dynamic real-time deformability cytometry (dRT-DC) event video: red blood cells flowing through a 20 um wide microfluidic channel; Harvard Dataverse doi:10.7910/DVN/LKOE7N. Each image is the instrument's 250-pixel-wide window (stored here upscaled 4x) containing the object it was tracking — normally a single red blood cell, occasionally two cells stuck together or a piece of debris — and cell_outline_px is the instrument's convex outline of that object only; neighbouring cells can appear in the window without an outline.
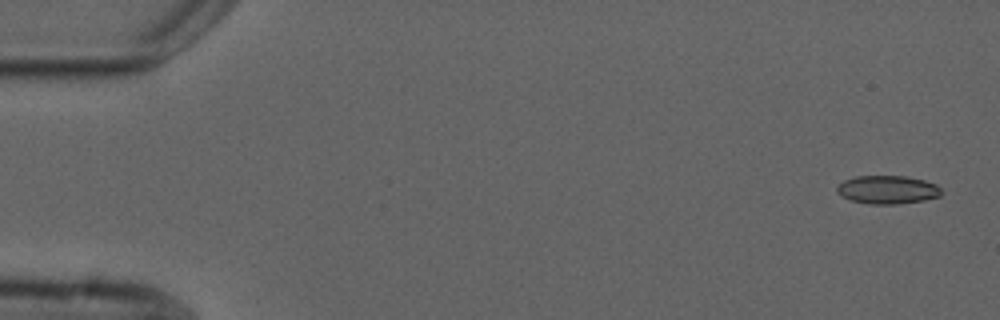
{"species": "common noctule bat (a hibernating species)", "species_latin": "Nyctalus noctula", "temperature_condition": "cold", "stored_images_in_passage": 4, "camera_frame_rate_fps": 3000, "um_per_image_px": 0.085, "animal": {"sex": "male", "forearm_length_mm": 52.5}, "frame": {"image": 1, "passage_image": 1, "time_ms": 0.0, "image_size_px": [1000, 320], "cell_outline_px": [[944, 192], [940, 196], [924, 200], [896, 204], [868, 204], [852, 200], [840, 196], [836, 192], [836, 188], [844, 180], [856, 176], [908, 176], [924, 180], [936, 184]], "centroid_in_image_um": [75.45, 16.12], "position_along_channel_um": 9.6, "area_um2": 17.34}}
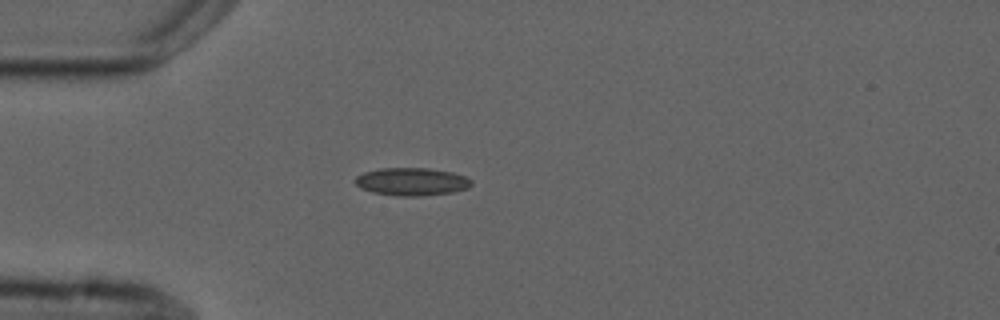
{"frame": {"image": 2, "passage_image": 4, "time_ms": 4.333, "image_size_px": [1000, 320], "cell_outline_px": [[472, 184], [468, 188], [452, 192], [420, 196], [396, 196], [372, 192], [360, 188], [352, 180], [356, 176], [364, 172], [380, 168], [428, 168], [452, 172], [464, 176], [472, 180]], "centroid_in_image_um": [34.96, 15.44], "position_along_channel_um": 50.0, "area_um2": 18.96}}